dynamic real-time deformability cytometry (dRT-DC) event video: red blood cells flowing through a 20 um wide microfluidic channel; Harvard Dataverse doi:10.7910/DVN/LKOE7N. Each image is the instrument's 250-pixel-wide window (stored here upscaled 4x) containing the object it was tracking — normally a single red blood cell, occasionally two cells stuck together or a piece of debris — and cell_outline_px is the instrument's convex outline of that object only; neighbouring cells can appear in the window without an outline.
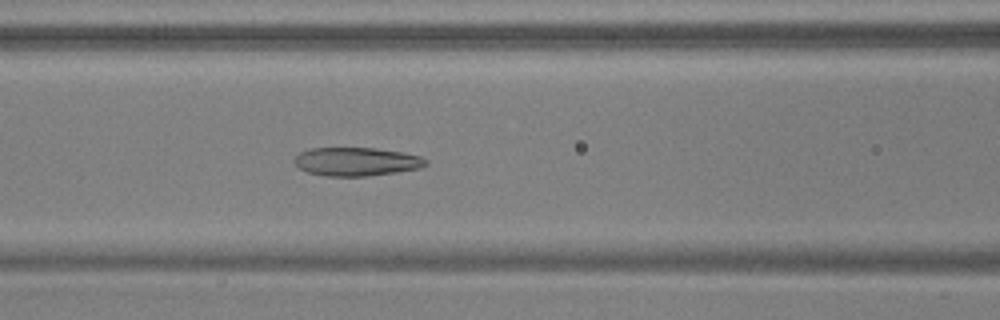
{"species": "common noctule bat (a hibernating species)", "species_latin": "Nyctalus noctula", "temperature_condition": "warm", "stored_images_in_passage": 52, "camera_frame_rate_fps": 3000, "um_per_image_px": 0.085, "animal": {"sex": "male", "body_mass_g": 17.9, "forearm_length_mm": 54.2}, "frame": {"image": 1, "passage_image": 21, "time_ms": 6.667, "image_size_px": [1000, 320], "cell_outline_px": [[428, 164], [420, 168], [396, 172], [368, 176], [324, 176], [308, 172], [300, 168], [296, 164], [296, 156], [300, 152], [312, 148], [376, 148], [400, 152], [420, 156], [428, 160]], "centroid_in_image_um": [30.33, 13.74], "position_along_channel_um": 136.3, "area_um2": 21.68}}
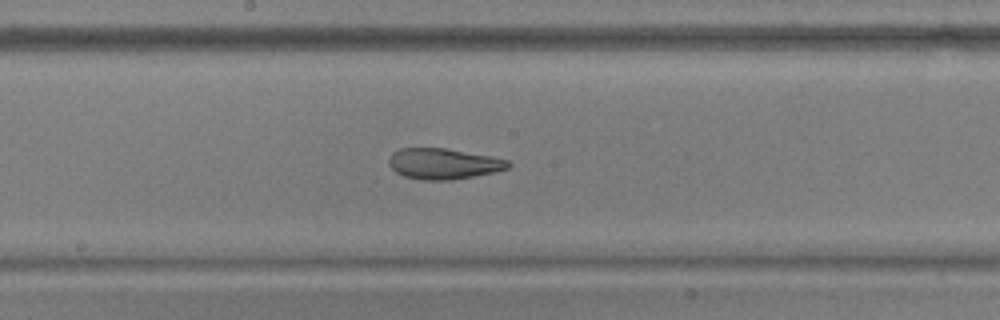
{"frame": {"image": 2, "passage_image": 27, "time_ms": 8.667, "image_size_px": [1000, 320], "cell_outline_px": [[512, 164], [508, 168], [496, 172], [452, 180], [420, 180], [404, 176], [396, 172], [388, 164], [388, 160], [392, 152], [400, 148], [444, 148], [488, 156], [508, 160]], "centroid_in_image_um": [37.67, 13.92], "position_along_channel_um": 210.5, "area_um2": 21.39}}
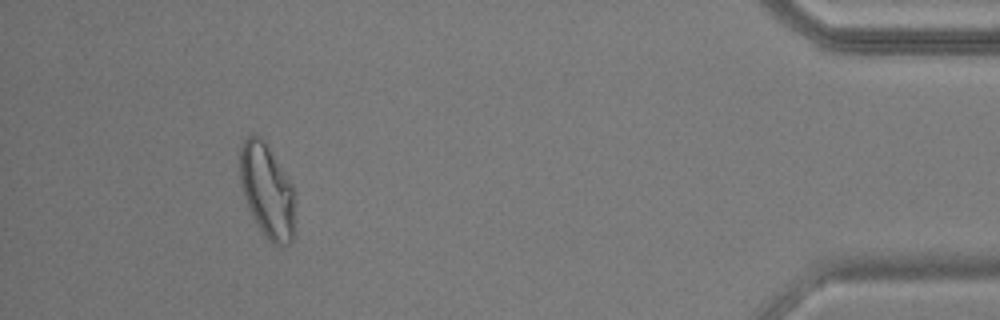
{"frame": {"image": 3, "passage_image": 48, "time_ms": 15.667, "image_size_px": [1000, 320], "cell_outline_px": [[296, 232], [292, 240], [288, 244], [272, 244], [268, 240], [256, 224], [252, 216], [244, 196], [240, 180], [240, 144], [252, 132], [260, 136], [264, 140], [292, 184], [296, 204]], "centroid_in_image_um": [22.73, 16.24], "position_along_channel_um": 412.5, "area_um2": 30.75}, "authors_computed_cell_mechanics": {"area_um2": 25.3164, "velocity_mm_per_s": 3.7149, "shape_relaxation_time_tau1_ms": null, "shape_relaxation_time_tau2_ms": 2.1853, "deformation_change_tau1": null, "deformation_change_tau2": 0.1007}}